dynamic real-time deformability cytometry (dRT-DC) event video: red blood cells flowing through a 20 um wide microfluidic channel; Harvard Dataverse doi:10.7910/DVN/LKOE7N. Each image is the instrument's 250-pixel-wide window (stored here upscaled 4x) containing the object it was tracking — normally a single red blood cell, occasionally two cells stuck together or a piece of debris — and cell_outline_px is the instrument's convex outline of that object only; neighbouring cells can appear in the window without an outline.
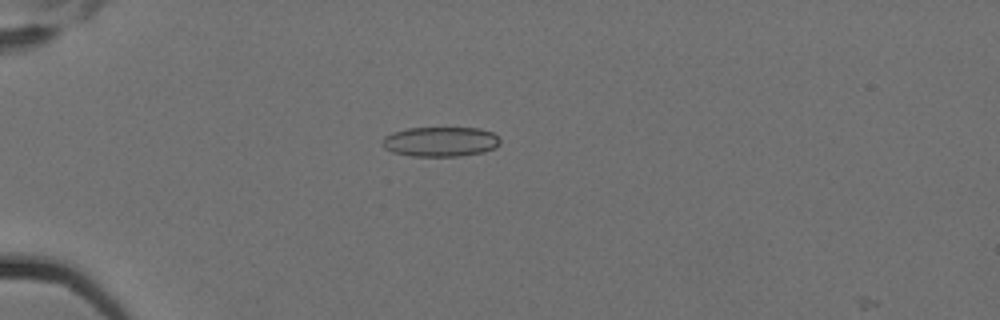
{"species": "Egyptian fruit bat (a non-hibernating species)", "species_latin": "Rousettus aegyptiacus", "temperature_condition": "cold", "stored_images_in_passage": 6, "camera_frame_rate_fps": 3000, "um_per_image_px": 0.085, "animal": {"sex": "female"}, "frame": {"image": 1, "passage_image": 5, "time_ms": 1.333, "image_size_px": [1000, 320], "cell_outline_px": [[500, 144], [496, 148], [484, 152], [460, 156], [412, 156], [392, 152], [384, 148], [380, 140], [384, 136], [392, 132], [408, 128], [480, 128], [492, 132], [500, 140]], "centroid_in_image_um": [37.42, 12.04], "position_along_channel_um": 47.6, "area_um2": 20.63}}